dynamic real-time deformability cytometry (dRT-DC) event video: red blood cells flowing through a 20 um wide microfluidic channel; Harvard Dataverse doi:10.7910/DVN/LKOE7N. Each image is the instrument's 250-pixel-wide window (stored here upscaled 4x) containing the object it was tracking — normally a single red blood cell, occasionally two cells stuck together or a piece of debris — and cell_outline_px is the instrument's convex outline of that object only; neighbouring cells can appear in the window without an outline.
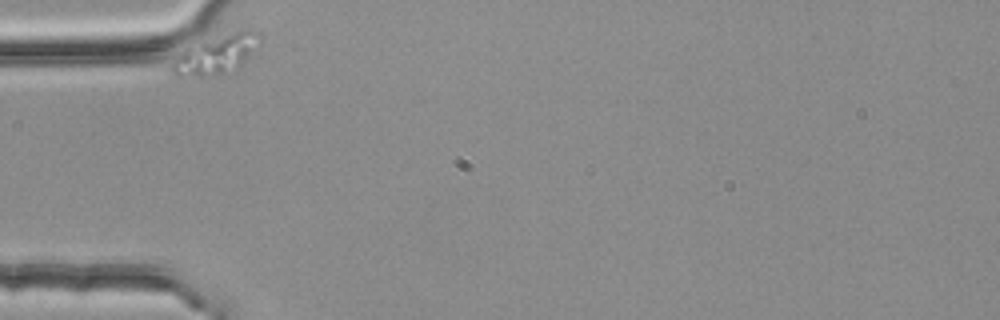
{"species": "common noctule bat (a hibernating species)", "species_latin": "Nyctalus noctula", "temperature_condition": "room temperature", "stored_images_in_passage": 24, "camera_frame_rate_fps": 3000, "um_per_image_px": 0.085, "animal": {"sex": "female", "body_mass_g": 25.1}, "frame": {"image": 1, "passage_image": 1, "time_ms": 0.0, "image_size_px": [1000, 320], "cell_outline_px": [[260, 36], [248, 56], [236, 68], [224, 72], [204, 76], [180, 76], [172, 72], [172, 64], [176, 56], [188, 44], [236, 32], [260, 32]], "centroid_in_image_um": [18.25, 4.64], "position_along_channel_um": 66.7, "area_um2": 18.79}}